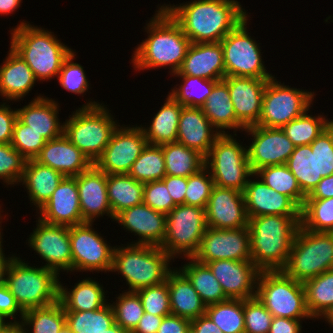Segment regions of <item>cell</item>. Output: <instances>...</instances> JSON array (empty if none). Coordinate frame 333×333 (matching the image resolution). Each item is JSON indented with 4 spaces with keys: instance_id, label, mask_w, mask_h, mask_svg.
Wrapping results in <instances>:
<instances>
[{
    "instance_id": "26",
    "label": "cell",
    "mask_w": 333,
    "mask_h": 333,
    "mask_svg": "<svg viewBox=\"0 0 333 333\" xmlns=\"http://www.w3.org/2000/svg\"><path fill=\"white\" fill-rule=\"evenodd\" d=\"M172 75L222 80L225 77V66L221 43H191L181 67Z\"/></svg>"
},
{
    "instance_id": "58",
    "label": "cell",
    "mask_w": 333,
    "mask_h": 333,
    "mask_svg": "<svg viewBox=\"0 0 333 333\" xmlns=\"http://www.w3.org/2000/svg\"><path fill=\"white\" fill-rule=\"evenodd\" d=\"M6 102L0 105V144H9L17 120V108L12 110Z\"/></svg>"
},
{
    "instance_id": "46",
    "label": "cell",
    "mask_w": 333,
    "mask_h": 333,
    "mask_svg": "<svg viewBox=\"0 0 333 333\" xmlns=\"http://www.w3.org/2000/svg\"><path fill=\"white\" fill-rule=\"evenodd\" d=\"M128 174L141 183L162 180L166 176L162 147L147 144Z\"/></svg>"
},
{
    "instance_id": "16",
    "label": "cell",
    "mask_w": 333,
    "mask_h": 333,
    "mask_svg": "<svg viewBox=\"0 0 333 333\" xmlns=\"http://www.w3.org/2000/svg\"><path fill=\"white\" fill-rule=\"evenodd\" d=\"M193 258L202 264L215 260L251 261L248 227L229 230L207 227Z\"/></svg>"
},
{
    "instance_id": "40",
    "label": "cell",
    "mask_w": 333,
    "mask_h": 333,
    "mask_svg": "<svg viewBox=\"0 0 333 333\" xmlns=\"http://www.w3.org/2000/svg\"><path fill=\"white\" fill-rule=\"evenodd\" d=\"M303 285L312 320L321 319L333 307V269L306 280Z\"/></svg>"
},
{
    "instance_id": "14",
    "label": "cell",
    "mask_w": 333,
    "mask_h": 333,
    "mask_svg": "<svg viewBox=\"0 0 333 333\" xmlns=\"http://www.w3.org/2000/svg\"><path fill=\"white\" fill-rule=\"evenodd\" d=\"M93 223L85 222L69 227L72 251V272H110L115 247L93 229Z\"/></svg>"
},
{
    "instance_id": "33",
    "label": "cell",
    "mask_w": 333,
    "mask_h": 333,
    "mask_svg": "<svg viewBox=\"0 0 333 333\" xmlns=\"http://www.w3.org/2000/svg\"><path fill=\"white\" fill-rule=\"evenodd\" d=\"M204 115L211 124L220 132L227 134L224 130L244 131L245 127L237 120L233 103L229 95L228 85L223 81H218L204 105L202 106Z\"/></svg>"
},
{
    "instance_id": "49",
    "label": "cell",
    "mask_w": 333,
    "mask_h": 333,
    "mask_svg": "<svg viewBox=\"0 0 333 333\" xmlns=\"http://www.w3.org/2000/svg\"><path fill=\"white\" fill-rule=\"evenodd\" d=\"M111 304L115 322L132 333L144 314L142 301L136 291H125Z\"/></svg>"
},
{
    "instance_id": "1",
    "label": "cell",
    "mask_w": 333,
    "mask_h": 333,
    "mask_svg": "<svg viewBox=\"0 0 333 333\" xmlns=\"http://www.w3.org/2000/svg\"><path fill=\"white\" fill-rule=\"evenodd\" d=\"M162 7L180 25L191 43L220 42L250 17L237 0H191Z\"/></svg>"
},
{
    "instance_id": "20",
    "label": "cell",
    "mask_w": 333,
    "mask_h": 333,
    "mask_svg": "<svg viewBox=\"0 0 333 333\" xmlns=\"http://www.w3.org/2000/svg\"><path fill=\"white\" fill-rule=\"evenodd\" d=\"M228 299L256 297L260 270L252 261L215 260L206 263Z\"/></svg>"
},
{
    "instance_id": "60",
    "label": "cell",
    "mask_w": 333,
    "mask_h": 333,
    "mask_svg": "<svg viewBox=\"0 0 333 333\" xmlns=\"http://www.w3.org/2000/svg\"><path fill=\"white\" fill-rule=\"evenodd\" d=\"M162 180L165 182L169 194L173 199V202L176 205L185 204L187 178L181 176L166 175Z\"/></svg>"
},
{
    "instance_id": "27",
    "label": "cell",
    "mask_w": 333,
    "mask_h": 333,
    "mask_svg": "<svg viewBox=\"0 0 333 333\" xmlns=\"http://www.w3.org/2000/svg\"><path fill=\"white\" fill-rule=\"evenodd\" d=\"M220 135V132L211 124L201 108L182 107L177 143L194 149L205 157Z\"/></svg>"
},
{
    "instance_id": "6",
    "label": "cell",
    "mask_w": 333,
    "mask_h": 333,
    "mask_svg": "<svg viewBox=\"0 0 333 333\" xmlns=\"http://www.w3.org/2000/svg\"><path fill=\"white\" fill-rule=\"evenodd\" d=\"M96 101H87L64 122V135L94 164L117 129L111 113Z\"/></svg>"
},
{
    "instance_id": "18",
    "label": "cell",
    "mask_w": 333,
    "mask_h": 333,
    "mask_svg": "<svg viewBox=\"0 0 333 333\" xmlns=\"http://www.w3.org/2000/svg\"><path fill=\"white\" fill-rule=\"evenodd\" d=\"M253 137L247 146V156L253 173L259 169L286 164L294 151V144L281 128L250 126L244 129Z\"/></svg>"
},
{
    "instance_id": "56",
    "label": "cell",
    "mask_w": 333,
    "mask_h": 333,
    "mask_svg": "<svg viewBox=\"0 0 333 333\" xmlns=\"http://www.w3.org/2000/svg\"><path fill=\"white\" fill-rule=\"evenodd\" d=\"M317 154L318 177L333 174V122L310 144Z\"/></svg>"
},
{
    "instance_id": "73",
    "label": "cell",
    "mask_w": 333,
    "mask_h": 333,
    "mask_svg": "<svg viewBox=\"0 0 333 333\" xmlns=\"http://www.w3.org/2000/svg\"><path fill=\"white\" fill-rule=\"evenodd\" d=\"M1 212H2V211H1V205H0V220L2 221V220H3V219H2V217H3L2 215H3V214H1ZM1 221H0V222H1Z\"/></svg>"
},
{
    "instance_id": "37",
    "label": "cell",
    "mask_w": 333,
    "mask_h": 333,
    "mask_svg": "<svg viewBox=\"0 0 333 333\" xmlns=\"http://www.w3.org/2000/svg\"><path fill=\"white\" fill-rule=\"evenodd\" d=\"M188 260L190 262L179 267V270L189 279L206 306L228 300L210 268L194 258H187Z\"/></svg>"
},
{
    "instance_id": "34",
    "label": "cell",
    "mask_w": 333,
    "mask_h": 333,
    "mask_svg": "<svg viewBox=\"0 0 333 333\" xmlns=\"http://www.w3.org/2000/svg\"><path fill=\"white\" fill-rule=\"evenodd\" d=\"M72 288L64 287L59 281V301L65 311H92L109 303L103 286L89 277L79 280Z\"/></svg>"
},
{
    "instance_id": "4",
    "label": "cell",
    "mask_w": 333,
    "mask_h": 333,
    "mask_svg": "<svg viewBox=\"0 0 333 333\" xmlns=\"http://www.w3.org/2000/svg\"><path fill=\"white\" fill-rule=\"evenodd\" d=\"M12 29L10 47L28 64L36 80L58 77L63 62L73 50L57 39L54 32L24 20Z\"/></svg>"
},
{
    "instance_id": "51",
    "label": "cell",
    "mask_w": 333,
    "mask_h": 333,
    "mask_svg": "<svg viewBox=\"0 0 333 333\" xmlns=\"http://www.w3.org/2000/svg\"><path fill=\"white\" fill-rule=\"evenodd\" d=\"M214 186L211 174L204 166L197 173L187 177L185 204L206 209Z\"/></svg>"
},
{
    "instance_id": "35",
    "label": "cell",
    "mask_w": 333,
    "mask_h": 333,
    "mask_svg": "<svg viewBox=\"0 0 333 333\" xmlns=\"http://www.w3.org/2000/svg\"><path fill=\"white\" fill-rule=\"evenodd\" d=\"M182 105L170 95L147 127L141 126L148 144L163 145L177 141V131ZM149 126V127H148Z\"/></svg>"
},
{
    "instance_id": "43",
    "label": "cell",
    "mask_w": 333,
    "mask_h": 333,
    "mask_svg": "<svg viewBox=\"0 0 333 333\" xmlns=\"http://www.w3.org/2000/svg\"><path fill=\"white\" fill-rule=\"evenodd\" d=\"M264 183L276 192L288 196L300 209L303 207L306 196L295 176L286 164L267 166L255 173Z\"/></svg>"
},
{
    "instance_id": "21",
    "label": "cell",
    "mask_w": 333,
    "mask_h": 333,
    "mask_svg": "<svg viewBox=\"0 0 333 333\" xmlns=\"http://www.w3.org/2000/svg\"><path fill=\"white\" fill-rule=\"evenodd\" d=\"M222 80L228 85L237 120L245 128L257 125L269 79L229 76Z\"/></svg>"
},
{
    "instance_id": "61",
    "label": "cell",
    "mask_w": 333,
    "mask_h": 333,
    "mask_svg": "<svg viewBox=\"0 0 333 333\" xmlns=\"http://www.w3.org/2000/svg\"><path fill=\"white\" fill-rule=\"evenodd\" d=\"M191 320L170 314L165 316L157 333H190Z\"/></svg>"
},
{
    "instance_id": "12",
    "label": "cell",
    "mask_w": 333,
    "mask_h": 333,
    "mask_svg": "<svg viewBox=\"0 0 333 333\" xmlns=\"http://www.w3.org/2000/svg\"><path fill=\"white\" fill-rule=\"evenodd\" d=\"M314 93L281 84L275 76L272 77L265 87L257 126L282 128L310 110Z\"/></svg>"
},
{
    "instance_id": "65",
    "label": "cell",
    "mask_w": 333,
    "mask_h": 333,
    "mask_svg": "<svg viewBox=\"0 0 333 333\" xmlns=\"http://www.w3.org/2000/svg\"><path fill=\"white\" fill-rule=\"evenodd\" d=\"M333 198V174L322 178L306 199Z\"/></svg>"
},
{
    "instance_id": "50",
    "label": "cell",
    "mask_w": 333,
    "mask_h": 333,
    "mask_svg": "<svg viewBox=\"0 0 333 333\" xmlns=\"http://www.w3.org/2000/svg\"><path fill=\"white\" fill-rule=\"evenodd\" d=\"M46 141L42 134L17 118L10 143L26 160L35 159Z\"/></svg>"
},
{
    "instance_id": "28",
    "label": "cell",
    "mask_w": 333,
    "mask_h": 333,
    "mask_svg": "<svg viewBox=\"0 0 333 333\" xmlns=\"http://www.w3.org/2000/svg\"><path fill=\"white\" fill-rule=\"evenodd\" d=\"M35 160L69 177L77 176L93 165L64 134L46 141Z\"/></svg>"
},
{
    "instance_id": "22",
    "label": "cell",
    "mask_w": 333,
    "mask_h": 333,
    "mask_svg": "<svg viewBox=\"0 0 333 333\" xmlns=\"http://www.w3.org/2000/svg\"><path fill=\"white\" fill-rule=\"evenodd\" d=\"M38 211V218L48 224L70 227L85 223L81 215L76 176H65Z\"/></svg>"
},
{
    "instance_id": "13",
    "label": "cell",
    "mask_w": 333,
    "mask_h": 333,
    "mask_svg": "<svg viewBox=\"0 0 333 333\" xmlns=\"http://www.w3.org/2000/svg\"><path fill=\"white\" fill-rule=\"evenodd\" d=\"M248 17L221 41L225 77L238 76L259 79H271V75L262 60L260 43L252 39L247 30Z\"/></svg>"
},
{
    "instance_id": "30",
    "label": "cell",
    "mask_w": 333,
    "mask_h": 333,
    "mask_svg": "<svg viewBox=\"0 0 333 333\" xmlns=\"http://www.w3.org/2000/svg\"><path fill=\"white\" fill-rule=\"evenodd\" d=\"M5 61L0 65V96L6 101L22 100L36 84L33 71L11 47Z\"/></svg>"
},
{
    "instance_id": "71",
    "label": "cell",
    "mask_w": 333,
    "mask_h": 333,
    "mask_svg": "<svg viewBox=\"0 0 333 333\" xmlns=\"http://www.w3.org/2000/svg\"><path fill=\"white\" fill-rule=\"evenodd\" d=\"M1 223H2V222H0V224H1ZM0 230H2V227H1V226H0ZM1 233H2V232L0 231V259H1V258L4 256V254H5V253L3 252V249H2V248H3V245H2V243H3V242H2V241H3L2 239H3V238H2V234H1Z\"/></svg>"
},
{
    "instance_id": "36",
    "label": "cell",
    "mask_w": 333,
    "mask_h": 333,
    "mask_svg": "<svg viewBox=\"0 0 333 333\" xmlns=\"http://www.w3.org/2000/svg\"><path fill=\"white\" fill-rule=\"evenodd\" d=\"M143 188L144 183L129 174H107L108 201L113 216L143 203Z\"/></svg>"
},
{
    "instance_id": "31",
    "label": "cell",
    "mask_w": 333,
    "mask_h": 333,
    "mask_svg": "<svg viewBox=\"0 0 333 333\" xmlns=\"http://www.w3.org/2000/svg\"><path fill=\"white\" fill-rule=\"evenodd\" d=\"M167 285L173 315L193 320L206 313V304L178 268H174L168 274Z\"/></svg>"
},
{
    "instance_id": "69",
    "label": "cell",
    "mask_w": 333,
    "mask_h": 333,
    "mask_svg": "<svg viewBox=\"0 0 333 333\" xmlns=\"http://www.w3.org/2000/svg\"><path fill=\"white\" fill-rule=\"evenodd\" d=\"M106 333H130L129 331L127 330H124L120 325H118L116 322L110 326L108 329H107V332Z\"/></svg>"
},
{
    "instance_id": "57",
    "label": "cell",
    "mask_w": 333,
    "mask_h": 333,
    "mask_svg": "<svg viewBox=\"0 0 333 333\" xmlns=\"http://www.w3.org/2000/svg\"><path fill=\"white\" fill-rule=\"evenodd\" d=\"M143 203L165 215L176 206L163 180L144 183Z\"/></svg>"
},
{
    "instance_id": "25",
    "label": "cell",
    "mask_w": 333,
    "mask_h": 333,
    "mask_svg": "<svg viewBox=\"0 0 333 333\" xmlns=\"http://www.w3.org/2000/svg\"><path fill=\"white\" fill-rule=\"evenodd\" d=\"M255 176L256 180L250 178L243 192L248 217L301 216V209L288 196L276 192Z\"/></svg>"
},
{
    "instance_id": "19",
    "label": "cell",
    "mask_w": 333,
    "mask_h": 333,
    "mask_svg": "<svg viewBox=\"0 0 333 333\" xmlns=\"http://www.w3.org/2000/svg\"><path fill=\"white\" fill-rule=\"evenodd\" d=\"M205 214L209 228L229 230L248 227L244 194L236 189L214 186Z\"/></svg>"
},
{
    "instance_id": "17",
    "label": "cell",
    "mask_w": 333,
    "mask_h": 333,
    "mask_svg": "<svg viewBox=\"0 0 333 333\" xmlns=\"http://www.w3.org/2000/svg\"><path fill=\"white\" fill-rule=\"evenodd\" d=\"M36 228L29 235V247L46 262L43 266L55 271L72 272V251L69 227L48 224L37 218Z\"/></svg>"
},
{
    "instance_id": "11",
    "label": "cell",
    "mask_w": 333,
    "mask_h": 333,
    "mask_svg": "<svg viewBox=\"0 0 333 333\" xmlns=\"http://www.w3.org/2000/svg\"><path fill=\"white\" fill-rule=\"evenodd\" d=\"M206 228L205 209L186 204L176 205L166 215L165 239L160 248L172 259L179 255L185 259L193 258Z\"/></svg>"
},
{
    "instance_id": "2",
    "label": "cell",
    "mask_w": 333,
    "mask_h": 333,
    "mask_svg": "<svg viewBox=\"0 0 333 333\" xmlns=\"http://www.w3.org/2000/svg\"><path fill=\"white\" fill-rule=\"evenodd\" d=\"M158 8L146 24L148 37L135 48L131 61L136 71L168 66L172 75L181 67L191 41L170 14Z\"/></svg>"
},
{
    "instance_id": "45",
    "label": "cell",
    "mask_w": 333,
    "mask_h": 333,
    "mask_svg": "<svg viewBox=\"0 0 333 333\" xmlns=\"http://www.w3.org/2000/svg\"><path fill=\"white\" fill-rule=\"evenodd\" d=\"M181 77L182 83L171 88L169 95L182 106L202 108L214 85L220 80H208L190 75H174Z\"/></svg>"
},
{
    "instance_id": "63",
    "label": "cell",
    "mask_w": 333,
    "mask_h": 333,
    "mask_svg": "<svg viewBox=\"0 0 333 333\" xmlns=\"http://www.w3.org/2000/svg\"><path fill=\"white\" fill-rule=\"evenodd\" d=\"M190 333H223L222 330L205 313L191 320Z\"/></svg>"
},
{
    "instance_id": "67",
    "label": "cell",
    "mask_w": 333,
    "mask_h": 333,
    "mask_svg": "<svg viewBox=\"0 0 333 333\" xmlns=\"http://www.w3.org/2000/svg\"><path fill=\"white\" fill-rule=\"evenodd\" d=\"M0 333H28L26 326L19 320L10 323Z\"/></svg>"
},
{
    "instance_id": "52",
    "label": "cell",
    "mask_w": 333,
    "mask_h": 333,
    "mask_svg": "<svg viewBox=\"0 0 333 333\" xmlns=\"http://www.w3.org/2000/svg\"><path fill=\"white\" fill-rule=\"evenodd\" d=\"M76 54L74 51L65 59L62 64L60 73L58 74L57 80L61 87L65 90L78 94L84 95L89 89L88 78L82 65L74 63Z\"/></svg>"
},
{
    "instance_id": "59",
    "label": "cell",
    "mask_w": 333,
    "mask_h": 333,
    "mask_svg": "<svg viewBox=\"0 0 333 333\" xmlns=\"http://www.w3.org/2000/svg\"><path fill=\"white\" fill-rule=\"evenodd\" d=\"M0 313L3 314L8 320L14 319V322H18L15 317L20 316L22 321L24 311L17 304L15 297L11 294L8 287L5 285L0 288ZM11 318V319H9Z\"/></svg>"
},
{
    "instance_id": "38",
    "label": "cell",
    "mask_w": 333,
    "mask_h": 333,
    "mask_svg": "<svg viewBox=\"0 0 333 333\" xmlns=\"http://www.w3.org/2000/svg\"><path fill=\"white\" fill-rule=\"evenodd\" d=\"M165 160L166 175L189 177L205 166V157L180 143L160 145Z\"/></svg>"
},
{
    "instance_id": "72",
    "label": "cell",
    "mask_w": 333,
    "mask_h": 333,
    "mask_svg": "<svg viewBox=\"0 0 333 333\" xmlns=\"http://www.w3.org/2000/svg\"><path fill=\"white\" fill-rule=\"evenodd\" d=\"M58 333H72L70 328L65 325Z\"/></svg>"
},
{
    "instance_id": "15",
    "label": "cell",
    "mask_w": 333,
    "mask_h": 333,
    "mask_svg": "<svg viewBox=\"0 0 333 333\" xmlns=\"http://www.w3.org/2000/svg\"><path fill=\"white\" fill-rule=\"evenodd\" d=\"M121 126L114 131L102 155L94 163L106 174H128L148 144L141 125Z\"/></svg>"
},
{
    "instance_id": "39",
    "label": "cell",
    "mask_w": 333,
    "mask_h": 333,
    "mask_svg": "<svg viewBox=\"0 0 333 333\" xmlns=\"http://www.w3.org/2000/svg\"><path fill=\"white\" fill-rule=\"evenodd\" d=\"M286 165L305 196H308L322 180V177H318L317 154L312 152L310 144L296 146Z\"/></svg>"
},
{
    "instance_id": "24",
    "label": "cell",
    "mask_w": 333,
    "mask_h": 333,
    "mask_svg": "<svg viewBox=\"0 0 333 333\" xmlns=\"http://www.w3.org/2000/svg\"><path fill=\"white\" fill-rule=\"evenodd\" d=\"M80 198L81 215L84 222L93 223L96 217L107 214L114 221L108 201L107 174L94 164L76 176Z\"/></svg>"
},
{
    "instance_id": "9",
    "label": "cell",
    "mask_w": 333,
    "mask_h": 333,
    "mask_svg": "<svg viewBox=\"0 0 333 333\" xmlns=\"http://www.w3.org/2000/svg\"><path fill=\"white\" fill-rule=\"evenodd\" d=\"M256 297L273 317L312 319L306 307L303 283L282 271H260Z\"/></svg>"
},
{
    "instance_id": "70",
    "label": "cell",
    "mask_w": 333,
    "mask_h": 333,
    "mask_svg": "<svg viewBox=\"0 0 333 333\" xmlns=\"http://www.w3.org/2000/svg\"><path fill=\"white\" fill-rule=\"evenodd\" d=\"M7 318L0 313V331H2L10 322H6Z\"/></svg>"
},
{
    "instance_id": "5",
    "label": "cell",
    "mask_w": 333,
    "mask_h": 333,
    "mask_svg": "<svg viewBox=\"0 0 333 333\" xmlns=\"http://www.w3.org/2000/svg\"><path fill=\"white\" fill-rule=\"evenodd\" d=\"M112 268L126 280L128 291L159 285L167 280L172 258L158 246L128 244L114 246Z\"/></svg>"
},
{
    "instance_id": "44",
    "label": "cell",
    "mask_w": 333,
    "mask_h": 333,
    "mask_svg": "<svg viewBox=\"0 0 333 333\" xmlns=\"http://www.w3.org/2000/svg\"><path fill=\"white\" fill-rule=\"evenodd\" d=\"M308 111L281 128L295 147L311 144L333 122L327 116H313Z\"/></svg>"
},
{
    "instance_id": "54",
    "label": "cell",
    "mask_w": 333,
    "mask_h": 333,
    "mask_svg": "<svg viewBox=\"0 0 333 333\" xmlns=\"http://www.w3.org/2000/svg\"><path fill=\"white\" fill-rule=\"evenodd\" d=\"M136 292L142 301L144 312L156 316L172 314L167 280L159 285L145 287Z\"/></svg>"
},
{
    "instance_id": "66",
    "label": "cell",
    "mask_w": 333,
    "mask_h": 333,
    "mask_svg": "<svg viewBox=\"0 0 333 333\" xmlns=\"http://www.w3.org/2000/svg\"><path fill=\"white\" fill-rule=\"evenodd\" d=\"M22 0H0V14L8 15L16 11L21 5Z\"/></svg>"
},
{
    "instance_id": "55",
    "label": "cell",
    "mask_w": 333,
    "mask_h": 333,
    "mask_svg": "<svg viewBox=\"0 0 333 333\" xmlns=\"http://www.w3.org/2000/svg\"><path fill=\"white\" fill-rule=\"evenodd\" d=\"M245 333H269L273 316L257 297L243 300Z\"/></svg>"
},
{
    "instance_id": "41",
    "label": "cell",
    "mask_w": 333,
    "mask_h": 333,
    "mask_svg": "<svg viewBox=\"0 0 333 333\" xmlns=\"http://www.w3.org/2000/svg\"><path fill=\"white\" fill-rule=\"evenodd\" d=\"M21 322L27 326L28 333H58L66 325L65 310L57 300L51 305L24 311Z\"/></svg>"
},
{
    "instance_id": "62",
    "label": "cell",
    "mask_w": 333,
    "mask_h": 333,
    "mask_svg": "<svg viewBox=\"0 0 333 333\" xmlns=\"http://www.w3.org/2000/svg\"><path fill=\"white\" fill-rule=\"evenodd\" d=\"M301 320L273 317L269 333H301Z\"/></svg>"
},
{
    "instance_id": "29",
    "label": "cell",
    "mask_w": 333,
    "mask_h": 333,
    "mask_svg": "<svg viewBox=\"0 0 333 333\" xmlns=\"http://www.w3.org/2000/svg\"><path fill=\"white\" fill-rule=\"evenodd\" d=\"M58 102L41 94L28 105L17 109V117L30 129L52 140L64 134V122L60 123Z\"/></svg>"
},
{
    "instance_id": "42",
    "label": "cell",
    "mask_w": 333,
    "mask_h": 333,
    "mask_svg": "<svg viewBox=\"0 0 333 333\" xmlns=\"http://www.w3.org/2000/svg\"><path fill=\"white\" fill-rule=\"evenodd\" d=\"M65 315L72 333H106L115 323L111 303L92 311H65Z\"/></svg>"
},
{
    "instance_id": "3",
    "label": "cell",
    "mask_w": 333,
    "mask_h": 333,
    "mask_svg": "<svg viewBox=\"0 0 333 333\" xmlns=\"http://www.w3.org/2000/svg\"><path fill=\"white\" fill-rule=\"evenodd\" d=\"M251 261L260 271H281L287 263L301 216L248 217Z\"/></svg>"
},
{
    "instance_id": "64",
    "label": "cell",
    "mask_w": 333,
    "mask_h": 333,
    "mask_svg": "<svg viewBox=\"0 0 333 333\" xmlns=\"http://www.w3.org/2000/svg\"><path fill=\"white\" fill-rule=\"evenodd\" d=\"M165 316H156L144 312L137 327L132 333H157L159 326Z\"/></svg>"
},
{
    "instance_id": "7",
    "label": "cell",
    "mask_w": 333,
    "mask_h": 333,
    "mask_svg": "<svg viewBox=\"0 0 333 333\" xmlns=\"http://www.w3.org/2000/svg\"><path fill=\"white\" fill-rule=\"evenodd\" d=\"M20 257H9L6 286L23 311L51 305L59 300V275L44 266L25 263Z\"/></svg>"
},
{
    "instance_id": "47",
    "label": "cell",
    "mask_w": 333,
    "mask_h": 333,
    "mask_svg": "<svg viewBox=\"0 0 333 333\" xmlns=\"http://www.w3.org/2000/svg\"><path fill=\"white\" fill-rule=\"evenodd\" d=\"M206 314L223 333H245L243 300L228 299L207 305Z\"/></svg>"
},
{
    "instance_id": "68",
    "label": "cell",
    "mask_w": 333,
    "mask_h": 333,
    "mask_svg": "<svg viewBox=\"0 0 333 333\" xmlns=\"http://www.w3.org/2000/svg\"><path fill=\"white\" fill-rule=\"evenodd\" d=\"M9 266V256L0 259V288L6 285V274Z\"/></svg>"
},
{
    "instance_id": "8",
    "label": "cell",
    "mask_w": 333,
    "mask_h": 333,
    "mask_svg": "<svg viewBox=\"0 0 333 333\" xmlns=\"http://www.w3.org/2000/svg\"><path fill=\"white\" fill-rule=\"evenodd\" d=\"M332 269L333 233L308 231L300 225L287 263L281 271L304 283Z\"/></svg>"
},
{
    "instance_id": "48",
    "label": "cell",
    "mask_w": 333,
    "mask_h": 333,
    "mask_svg": "<svg viewBox=\"0 0 333 333\" xmlns=\"http://www.w3.org/2000/svg\"><path fill=\"white\" fill-rule=\"evenodd\" d=\"M300 224L308 231L333 233V198L305 199Z\"/></svg>"
},
{
    "instance_id": "53",
    "label": "cell",
    "mask_w": 333,
    "mask_h": 333,
    "mask_svg": "<svg viewBox=\"0 0 333 333\" xmlns=\"http://www.w3.org/2000/svg\"><path fill=\"white\" fill-rule=\"evenodd\" d=\"M26 159L9 144H0V180L7 185L21 182Z\"/></svg>"
},
{
    "instance_id": "10",
    "label": "cell",
    "mask_w": 333,
    "mask_h": 333,
    "mask_svg": "<svg viewBox=\"0 0 333 333\" xmlns=\"http://www.w3.org/2000/svg\"><path fill=\"white\" fill-rule=\"evenodd\" d=\"M234 136L237 134H221L205 156L204 164L215 186L244 192L249 177L255 178V173L250 168L247 146H242Z\"/></svg>"
},
{
    "instance_id": "23",
    "label": "cell",
    "mask_w": 333,
    "mask_h": 333,
    "mask_svg": "<svg viewBox=\"0 0 333 333\" xmlns=\"http://www.w3.org/2000/svg\"><path fill=\"white\" fill-rule=\"evenodd\" d=\"M114 221L121 224L124 230L139 236L138 241L130 244L160 247L165 239L166 215L144 203L122 210Z\"/></svg>"
},
{
    "instance_id": "32",
    "label": "cell",
    "mask_w": 333,
    "mask_h": 333,
    "mask_svg": "<svg viewBox=\"0 0 333 333\" xmlns=\"http://www.w3.org/2000/svg\"><path fill=\"white\" fill-rule=\"evenodd\" d=\"M64 177L59 171L32 159L26 161L20 183L22 186L25 185L30 202L32 201L31 203L39 210L49 200Z\"/></svg>"
}]
</instances>
